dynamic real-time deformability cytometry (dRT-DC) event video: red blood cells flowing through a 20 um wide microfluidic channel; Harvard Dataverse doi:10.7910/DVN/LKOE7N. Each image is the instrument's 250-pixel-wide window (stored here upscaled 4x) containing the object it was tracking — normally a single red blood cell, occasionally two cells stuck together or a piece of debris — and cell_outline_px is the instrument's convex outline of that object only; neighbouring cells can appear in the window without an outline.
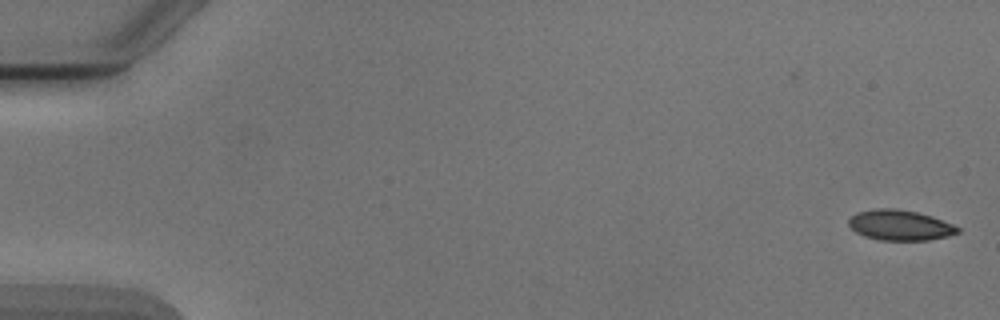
{"species": "Egyptian fruit bat (a non-hibernating species)", "species_latin": "Rousettus aegyptiacus", "temperature_condition": "cold", "stored_images_in_passage": 2, "camera_frame_rate_fps": 3000, "um_per_image_px": 0.085, "animal": {"sex": "male"}, "frame": {"image": 1, "passage_image": 2, "time_ms": 1.0, "image_size_px": [1000, 320], "cell_outline_px": [[960, 232], [948, 236], [928, 240], [880, 240], [864, 236], [856, 232], [848, 224], [848, 220], [856, 212], [876, 208], [896, 208], [916, 212], [932, 216], [952, 224], [960, 228]], "centroid_in_image_um": [76.49, 19.13], "position_along_channel_um": 8.5, "area_um2": 19.31}}